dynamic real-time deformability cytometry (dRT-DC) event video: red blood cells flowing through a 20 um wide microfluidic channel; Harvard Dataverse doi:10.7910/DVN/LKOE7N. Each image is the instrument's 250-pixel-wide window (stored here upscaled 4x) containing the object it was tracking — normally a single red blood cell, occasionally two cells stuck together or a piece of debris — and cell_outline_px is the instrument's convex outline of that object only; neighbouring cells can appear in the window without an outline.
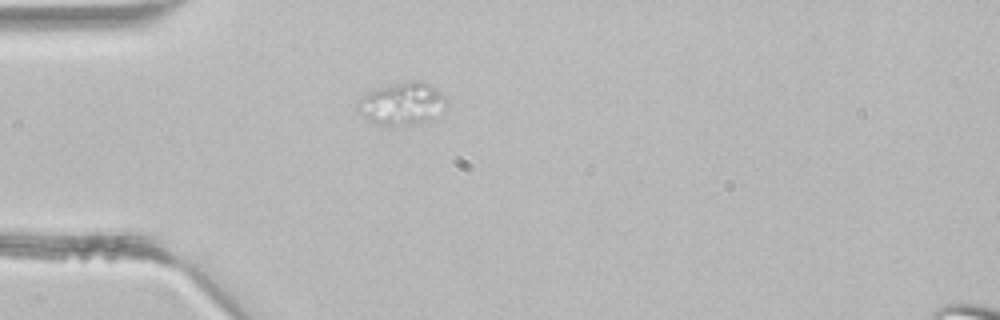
{"species": "common noctule bat (a hibernating species)", "species_latin": "Nyctalus noctula", "temperature_condition": "room temperature", "stored_images_in_passage": 2, "camera_frame_rate_fps": 3000, "um_per_image_px": 0.085, "animal": {"sex": "male", "body_mass_g": 21.5, "forearm_length_mm": 52.0}, "frame": {"image": 1, "passage_image": 1, "time_ms": 0.0, "image_size_px": [1000, 320], "cell_outline_px": [[448, 104], [444, 108], [428, 120], [412, 124], [380, 124], [368, 120], [360, 112], [360, 100], [364, 96], [380, 88], [408, 80], [420, 80], [428, 84], [444, 96]], "centroid_in_image_um": [34.23, 8.79], "position_along_channel_um": 50.8, "area_um2": 20.87}}